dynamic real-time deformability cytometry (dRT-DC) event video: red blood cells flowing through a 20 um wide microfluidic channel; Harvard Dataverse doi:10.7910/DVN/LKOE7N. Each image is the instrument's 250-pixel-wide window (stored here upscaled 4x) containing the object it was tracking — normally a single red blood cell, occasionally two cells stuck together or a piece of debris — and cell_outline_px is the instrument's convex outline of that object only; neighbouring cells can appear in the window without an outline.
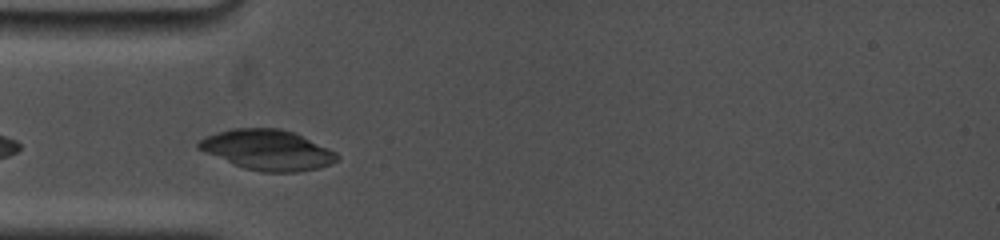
{"species": "common noctule bat (a hibernating species)", "species_latin": "Nyctalus noctula", "temperature_condition": "cold", "stored_images_in_passage": 11, "camera_frame_rate_fps": 5000, "um_per_image_px": 0.085, "animal": {"sex": "female", "body_mass_g": 19.0, "forearm_length_mm": 53.3}, "frame": {"image": 1, "passage_image": 4, "time_ms": 1.0, "image_size_px": [1000, 240], "cell_outline_px": [[340, 160], [332, 164], [316, 168], [296, 172], [260, 172], [244, 168], [196, 148], [196, 144], [204, 136], [228, 128], [280, 128], [292, 132], [328, 148], [336, 152], [340, 156]], "centroid_in_image_um": [22.73, 12.74], "position_along_channel_um": 62.3, "area_um2": 32.43}}